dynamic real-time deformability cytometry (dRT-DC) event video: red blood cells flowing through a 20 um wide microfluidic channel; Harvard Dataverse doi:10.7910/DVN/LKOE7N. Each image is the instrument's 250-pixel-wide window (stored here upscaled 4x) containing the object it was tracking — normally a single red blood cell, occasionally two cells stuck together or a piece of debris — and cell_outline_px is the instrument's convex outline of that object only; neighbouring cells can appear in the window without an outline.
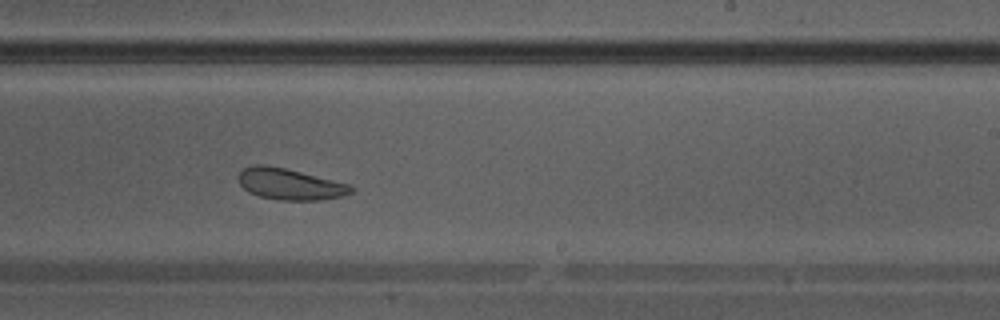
{"species": "Egyptian fruit bat (a non-hibernating species)", "species_latin": "Rousettus aegyptiacus", "temperature_condition": "warm", "stored_images_in_passage": 35, "camera_frame_rate_fps": 3000, "um_per_image_px": 0.085, "animal": {"sex": "male"}, "frame": {"image": 1, "passage_image": 20, "time_ms": 6.333, "image_size_px": [1000, 320], "cell_outline_px": [[356, 188], [352, 192], [344, 196], [320, 200], [280, 200], [260, 196], [248, 192], [240, 184], [236, 176], [244, 168], [256, 164], [260, 164], [284, 168], [352, 184]], "centroid_in_image_um": [24.67, 15.66], "position_along_channel_um": 264.3, "area_um2": 20.63}}